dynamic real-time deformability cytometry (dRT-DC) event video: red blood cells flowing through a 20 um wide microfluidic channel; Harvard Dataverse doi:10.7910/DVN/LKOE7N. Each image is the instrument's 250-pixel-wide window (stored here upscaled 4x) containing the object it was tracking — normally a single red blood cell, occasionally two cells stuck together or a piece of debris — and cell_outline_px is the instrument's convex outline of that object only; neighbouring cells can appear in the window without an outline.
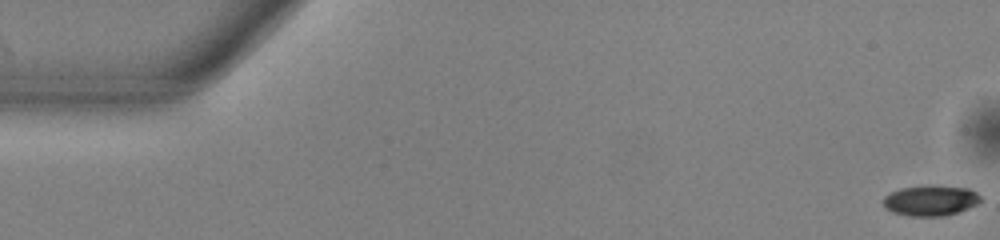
{"species": "common noctule bat (a hibernating species)", "species_latin": "Nyctalus noctula", "temperature_condition": "warm", "stored_images_in_passage": 9, "camera_frame_rate_fps": 3000, "um_per_image_px": 0.085, "animal": {"sex": "male", "body_mass_g": 13.0, "forearm_length_mm": 53.1}, "frame": {"image": 1, "passage_image": 1, "time_ms": 0.0, "image_size_px": [1000, 240], "cell_outline_px": [[980, 200], [976, 204], [968, 208], [944, 216], [908, 216], [892, 212], [884, 208], [884, 196], [900, 188], [968, 188], [976, 192], [980, 196]], "centroid_in_image_um": [79.06, 17.1], "position_along_channel_um": 5.9, "area_um2": 16.42}}